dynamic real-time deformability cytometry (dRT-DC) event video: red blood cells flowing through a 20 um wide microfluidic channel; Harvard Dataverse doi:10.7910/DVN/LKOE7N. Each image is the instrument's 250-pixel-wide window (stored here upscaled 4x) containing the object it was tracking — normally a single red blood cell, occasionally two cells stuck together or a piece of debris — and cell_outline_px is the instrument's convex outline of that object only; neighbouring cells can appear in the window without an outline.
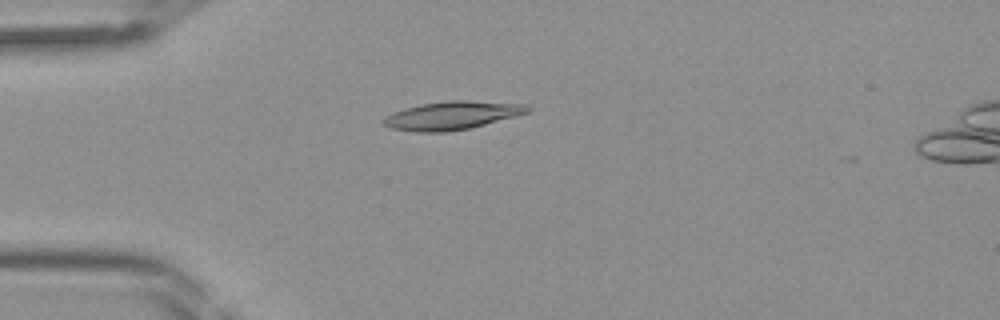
{"species": "Egyptian fruit bat (a non-hibernating species)", "species_latin": "Rousettus aegyptiacus", "temperature_condition": "room temperature", "stored_images_in_passage": 42, "camera_frame_rate_fps": 3000, "um_per_image_px": 0.085, "frame": {"image": 1, "passage_image": 11, "time_ms": 3.333, "image_size_px": [1000, 320], "cell_outline_px": [[532, 108], [528, 112], [516, 116], [468, 128], [444, 132], [416, 132], [392, 128], [380, 124], [380, 120], [384, 116], [392, 112], [404, 108], [420, 104], [448, 100], [468, 100], [528, 104]], "centroid_in_image_um": [38.37, 9.8], "position_along_channel_um": 46.6, "area_um2": 23.93}}
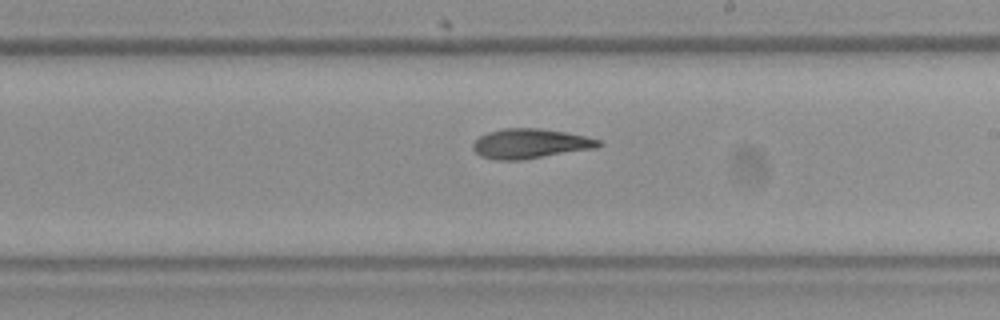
{"frame": {"image": 2, "passage_image": 25, "time_ms": 8.0, "image_size_px": [1000, 320], "cell_outline_px": [[604, 144], [596, 148], [524, 160], [496, 160], [480, 156], [472, 148], [472, 144], [480, 136], [488, 132], [504, 128], [540, 128], [564, 132], [584, 136], [600, 140]], "centroid_in_image_um": [45.07, 12.22], "position_along_channel_um": 243.9, "area_um2": 21.85}}
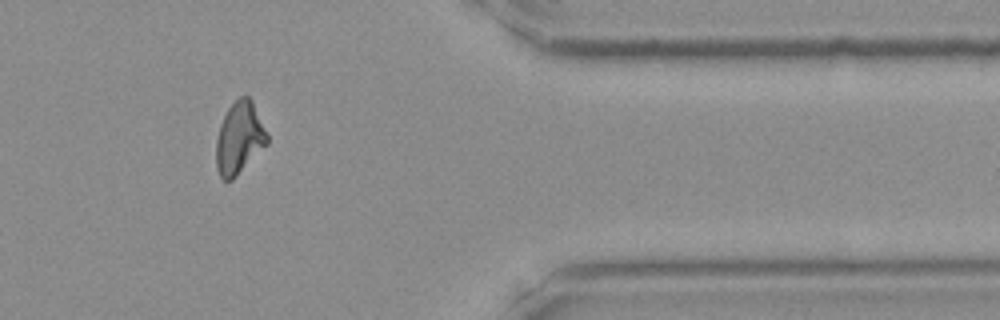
{"frame": {"image": 3, "passage_image": 36, "time_ms": 11.667, "image_size_px": [1000, 320], "cell_outline_px": [[268, 144], [232, 180], [224, 180], [220, 176], [216, 168], [216, 140], [220, 124], [228, 108], [240, 96], [248, 96], [252, 100], [268, 136]], "centroid_in_image_um": [20.34, 11.75], "position_along_channel_um": 391.1, "area_um2": 21.27}}